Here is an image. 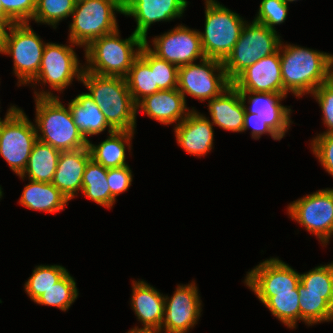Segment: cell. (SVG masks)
<instances>
[{"instance_id": "41", "label": "cell", "mask_w": 333, "mask_h": 333, "mask_svg": "<svg viewBox=\"0 0 333 333\" xmlns=\"http://www.w3.org/2000/svg\"><path fill=\"white\" fill-rule=\"evenodd\" d=\"M107 181L111 195L116 199L117 196L126 192L132 184L133 175L129 165L119 168H109Z\"/></svg>"}, {"instance_id": "7", "label": "cell", "mask_w": 333, "mask_h": 333, "mask_svg": "<svg viewBox=\"0 0 333 333\" xmlns=\"http://www.w3.org/2000/svg\"><path fill=\"white\" fill-rule=\"evenodd\" d=\"M37 140L35 124L23 109L11 105L4 119L0 117V155L17 176L25 170Z\"/></svg>"}, {"instance_id": "14", "label": "cell", "mask_w": 333, "mask_h": 333, "mask_svg": "<svg viewBox=\"0 0 333 333\" xmlns=\"http://www.w3.org/2000/svg\"><path fill=\"white\" fill-rule=\"evenodd\" d=\"M246 273L244 284L262 304L273 292H293L300 284V273L277 257L260 262Z\"/></svg>"}, {"instance_id": "5", "label": "cell", "mask_w": 333, "mask_h": 333, "mask_svg": "<svg viewBox=\"0 0 333 333\" xmlns=\"http://www.w3.org/2000/svg\"><path fill=\"white\" fill-rule=\"evenodd\" d=\"M116 13L123 15L122 0H82L76 2L69 25V38L84 49L94 40L118 30Z\"/></svg>"}, {"instance_id": "2", "label": "cell", "mask_w": 333, "mask_h": 333, "mask_svg": "<svg viewBox=\"0 0 333 333\" xmlns=\"http://www.w3.org/2000/svg\"><path fill=\"white\" fill-rule=\"evenodd\" d=\"M37 138L60 151L88 147V141L74 124L69 107L51 90H34Z\"/></svg>"}, {"instance_id": "1", "label": "cell", "mask_w": 333, "mask_h": 333, "mask_svg": "<svg viewBox=\"0 0 333 333\" xmlns=\"http://www.w3.org/2000/svg\"><path fill=\"white\" fill-rule=\"evenodd\" d=\"M283 88L296 97L312 94L330 80L331 53L281 41L279 46Z\"/></svg>"}, {"instance_id": "35", "label": "cell", "mask_w": 333, "mask_h": 333, "mask_svg": "<svg viewBox=\"0 0 333 333\" xmlns=\"http://www.w3.org/2000/svg\"><path fill=\"white\" fill-rule=\"evenodd\" d=\"M75 5V0H36V10L32 20L56 29L60 21L72 15Z\"/></svg>"}, {"instance_id": "10", "label": "cell", "mask_w": 333, "mask_h": 333, "mask_svg": "<svg viewBox=\"0 0 333 333\" xmlns=\"http://www.w3.org/2000/svg\"><path fill=\"white\" fill-rule=\"evenodd\" d=\"M231 85L222 61L204 58L198 64L193 62L178 67L177 89L185 101L186 95L200 102L209 101L221 95Z\"/></svg>"}, {"instance_id": "43", "label": "cell", "mask_w": 333, "mask_h": 333, "mask_svg": "<svg viewBox=\"0 0 333 333\" xmlns=\"http://www.w3.org/2000/svg\"><path fill=\"white\" fill-rule=\"evenodd\" d=\"M11 25L12 24L6 18L0 17V53H2L4 49L6 36L8 33L7 29H9Z\"/></svg>"}, {"instance_id": "26", "label": "cell", "mask_w": 333, "mask_h": 333, "mask_svg": "<svg viewBox=\"0 0 333 333\" xmlns=\"http://www.w3.org/2000/svg\"><path fill=\"white\" fill-rule=\"evenodd\" d=\"M28 180L19 199L24 207L54 214L68 205L69 200L52 183Z\"/></svg>"}, {"instance_id": "15", "label": "cell", "mask_w": 333, "mask_h": 333, "mask_svg": "<svg viewBox=\"0 0 333 333\" xmlns=\"http://www.w3.org/2000/svg\"><path fill=\"white\" fill-rule=\"evenodd\" d=\"M195 281L179 284L173 296L165 295L164 318L157 333H188L200 319L202 301Z\"/></svg>"}, {"instance_id": "34", "label": "cell", "mask_w": 333, "mask_h": 333, "mask_svg": "<svg viewBox=\"0 0 333 333\" xmlns=\"http://www.w3.org/2000/svg\"><path fill=\"white\" fill-rule=\"evenodd\" d=\"M300 321L307 326L333 321V306L324 299V294H299Z\"/></svg>"}, {"instance_id": "27", "label": "cell", "mask_w": 333, "mask_h": 333, "mask_svg": "<svg viewBox=\"0 0 333 333\" xmlns=\"http://www.w3.org/2000/svg\"><path fill=\"white\" fill-rule=\"evenodd\" d=\"M60 152L50 144L37 140L30 153L26 168L19 177L22 180L28 178L33 181L52 183Z\"/></svg>"}, {"instance_id": "48", "label": "cell", "mask_w": 333, "mask_h": 333, "mask_svg": "<svg viewBox=\"0 0 333 333\" xmlns=\"http://www.w3.org/2000/svg\"><path fill=\"white\" fill-rule=\"evenodd\" d=\"M287 4H288V2H294V1H297V0H284Z\"/></svg>"}, {"instance_id": "38", "label": "cell", "mask_w": 333, "mask_h": 333, "mask_svg": "<svg viewBox=\"0 0 333 333\" xmlns=\"http://www.w3.org/2000/svg\"><path fill=\"white\" fill-rule=\"evenodd\" d=\"M322 110V120L327 130L321 134L333 133V81L321 84L311 94Z\"/></svg>"}, {"instance_id": "30", "label": "cell", "mask_w": 333, "mask_h": 333, "mask_svg": "<svg viewBox=\"0 0 333 333\" xmlns=\"http://www.w3.org/2000/svg\"><path fill=\"white\" fill-rule=\"evenodd\" d=\"M299 296L297 288L293 292H273L264 306L287 328L295 329L300 321Z\"/></svg>"}, {"instance_id": "11", "label": "cell", "mask_w": 333, "mask_h": 333, "mask_svg": "<svg viewBox=\"0 0 333 333\" xmlns=\"http://www.w3.org/2000/svg\"><path fill=\"white\" fill-rule=\"evenodd\" d=\"M74 46L80 47L70 40L69 45L46 43L39 72L29 85L34 87L38 83L42 86L48 84L52 90L63 93L71 86L73 79L81 81L84 66L78 60Z\"/></svg>"}, {"instance_id": "6", "label": "cell", "mask_w": 333, "mask_h": 333, "mask_svg": "<svg viewBox=\"0 0 333 333\" xmlns=\"http://www.w3.org/2000/svg\"><path fill=\"white\" fill-rule=\"evenodd\" d=\"M205 26L200 32L206 58L224 61L239 40L247 22L236 12L216 0H205Z\"/></svg>"}, {"instance_id": "9", "label": "cell", "mask_w": 333, "mask_h": 333, "mask_svg": "<svg viewBox=\"0 0 333 333\" xmlns=\"http://www.w3.org/2000/svg\"><path fill=\"white\" fill-rule=\"evenodd\" d=\"M1 54L12 56L17 85L29 84L38 74L46 43L29 23H13Z\"/></svg>"}, {"instance_id": "31", "label": "cell", "mask_w": 333, "mask_h": 333, "mask_svg": "<svg viewBox=\"0 0 333 333\" xmlns=\"http://www.w3.org/2000/svg\"><path fill=\"white\" fill-rule=\"evenodd\" d=\"M125 79L135 104L160 90L155 85L154 71L140 56L134 61Z\"/></svg>"}, {"instance_id": "13", "label": "cell", "mask_w": 333, "mask_h": 333, "mask_svg": "<svg viewBox=\"0 0 333 333\" xmlns=\"http://www.w3.org/2000/svg\"><path fill=\"white\" fill-rule=\"evenodd\" d=\"M153 42V43H152ZM153 48L145 39V45L157 57L181 67L206 58L202 49L200 34L197 29L178 25L151 41Z\"/></svg>"}, {"instance_id": "12", "label": "cell", "mask_w": 333, "mask_h": 333, "mask_svg": "<svg viewBox=\"0 0 333 333\" xmlns=\"http://www.w3.org/2000/svg\"><path fill=\"white\" fill-rule=\"evenodd\" d=\"M287 213L324 247L333 236V188L317 190L293 201Z\"/></svg>"}, {"instance_id": "19", "label": "cell", "mask_w": 333, "mask_h": 333, "mask_svg": "<svg viewBox=\"0 0 333 333\" xmlns=\"http://www.w3.org/2000/svg\"><path fill=\"white\" fill-rule=\"evenodd\" d=\"M165 295L146 281H132L131 307L142 328L135 326L131 332H153L161 329L164 318Z\"/></svg>"}, {"instance_id": "21", "label": "cell", "mask_w": 333, "mask_h": 333, "mask_svg": "<svg viewBox=\"0 0 333 333\" xmlns=\"http://www.w3.org/2000/svg\"><path fill=\"white\" fill-rule=\"evenodd\" d=\"M208 118L194 109L174 127L178 145L192 156L200 158L214 148V129Z\"/></svg>"}, {"instance_id": "37", "label": "cell", "mask_w": 333, "mask_h": 333, "mask_svg": "<svg viewBox=\"0 0 333 333\" xmlns=\"http://www.w3.org/2000/svg\"><path fill=\"white\" fill-rule=\"evenodd\" d=\"M288 8L284 0H262L254 21L277 32L275 26L285 22Z\"/></svg>"}, {"instance_id": "44", "label": "cell", "mask_w": 333, "mask_h": 333, "mask_svg": "<svg viewBox=\"0 0 333 333\" xmlns=\"http://www.w3.org/2000/svg\"><path fill=\"white\" fill-rule=\"evenodd\" d=\"M0 17L2 18H6L11 24H13L14 22L6 15V13L3 10V6L2 3L0 1Z\"/></svg>"}, {"instance_id": "47", "label": "cell", "mask_w": 333, "mask_h": 333, "mask_svg": "<svg viewBox=\"0 0 333 333\" xmlns=\"http://www.w3.org/2000/svg\"><path fill=\"white\" fill-rule=\"evenodd\" d=\"M127 333H153V332H131V331H128Z\"/></svg>"}, {"instance_id": "36", "label": "cell", "mask_w": 333, "mask_h": 333, "mask_svg": "<svg viewBox=\"0 0 333 333\" xmlns=\"http://www.w3.org/2000/svg\"><path fill=\"white\" fill-rule=\"evenodd\" d=\"M154 71L155 85L160 90L175 89L178 87V67L154 55L144 45L139 55Z\"/></svg>"}, {"instance_id": "16", "label": "cell", "mask_w": 333, "mask_h": 333, "mask_svg": "<svg viewBox=\"0 0 333 333\" xmlns=\"http://www.w3.org/2000/svg\"><path fill=\"white\" fill-rule=\"evenodd\" d=\"M124 16L133 17L135 34L147 39L149 28L155 22H169L183 16L187 0H124Z\"/></svg>"}, {"instance_id": "8", "label": "cell", "mask_w": 333, "mask_h": 333, "mask_svg": "<svg viewBox=\"0 0 333 333\" xmlns=\"http://www.w3.org/2000/svg\"><path fill=\"white\" fill-rule=\"evenodd\" d=\"M274 30L256 21L245 23L239 40L222 62L228 79L232 82L243 70L259 59L276 53L282 39Z\"/></svg>"}, {"instance_id": "18", "label": "cell", "mask_w": 333, "mask_h": 333, "mask_svg": "<svg viewBox=\"0 0 333 333\" xmlns=\"http://www.w3.org/2000/svg\"><path fill=\"white\" fill-rule=\"evenodd\" d=\"M232 85L239 91L287 95L281 77L279 50L247 67L232 81Z\"/></svg>"}, {"instance_id": "28", "label": "cell", "mask_w": 333, "mask_h": 333, "mask_svg": "<svg viewBox=\"0 0 333 333\" xmlns=\"http://www.w3.org/2000/svg\"><path fill=\"white\" fill-rule=\"evenodd\" d=\"M107 173V168L91 158L83 174L81 193L96 204L111 209L116 199L110 193Z\"/></svg>"}, {"instance_id": "46", "label": "cell", "mask_w": 333, "mask_h": 333, "mask_svg": "<svg viewBox=\"0 0 333 333\" xmlns=\"http://www.w3.org/2000/svg\"><path fill=\"white\" fill-rule=\"evenodd\" d=\"M3 197V191H2V188H1V185H0V199Z\"/></svg>"}, {"instance_id": "33", "label": "cell", "mask_w": 333, "mask_h": 333, "mask_svg": "<svg viewBox=\"0 0 333 333\" xmlns=\"http://www.w3.org/2000/svg\"><path fill=\"white\" fill-rule=\"evenodd\" d=\"M68 270L62 265H38L35 266L32 275L24 284V289L34 302L50 287L55 285Z\"/></svg>"}, {"instance_id": "3", "label": "cell", "mask_w": 333, "mask_h": 333, "mask_svg": "<svg viewBox=\"0 0 333 333\" xmlns=\"http://www.w3.org/2000/svg\"><path fill=\"white\" fill-rule=\"evenodd\" d=\"M80 82L115 131H135L136 104L124 77L102 76L84 70Z\"/></svg>"}, {"instance_id": "32", "label": "cell", "mask_w": 333, "mask_h": 333, "mask_svg": "<svg viewBox=\"0 0 333 333\" xmlns=\"http://www.w3.org/2000/svg\"><path fill=\"white\" fill-rule=\"evenodd\" d=\"M75 279L67 272L55 285L43 293L34 303L53 306L66 312L78 298Z\"/></svg>"}, {"instance_id": "25", "label": "cell", "mask_w": 333, "mask_h": 333, "mask_svg": "<svg viewBox=\"0 0 333 333\" xmlns=\"http://www.w3.org/2000/svg\"><path fill=\"white\" fill-rule=\"evenodd\" d=\"M135 131H113L99 144L88 141L91 158L101 164L104 168H119L128 165L126 160V149L131 152L132 138ZM128 147V148H126Z\"/></svg>"}, {"instance_id": "17", "label": "cell", "mask_w": 333, "mask_h": 333, "mask_svg": "<svg viewBox=\"0 0 333 333\" xmlns=\"http://www.w3.org/2000/svg\"><path fill=\"white\" fill-rule=\"evenodd\" d=\"M239 92L245 113L257 114V117L282 139L293 123L290 117L292 113L290 106L281 104L287 95L252 91Z\"/></svg>"}, {"instance_id": "24", "label": "cell", "mask_w": 333, "mask_h": 333, "mask_svg": "<svg viewBox=\"0 0 333 333\" xmlns=\"http://www.w3.org/2000/svg\"><path fill=\"white\" fill-rule=\"evenodd\" d=\"M73 116L74 124L82 135L89 141L88 136L97 135L107 128L108 134L115 131L107 122L100 107L93 101L87 92L78 94L68 102Z\"/></svg>"}, {"instance_id": "39", "label": "cell", "mask_w": 333, "mask_h": 333, "mask_svg": "<svg viewBox=\"0 0 333 333\" xmlns=\"http://www.w3.org/2000/svg\"><path fill=\"white\" fill-rule=\"evenodd\" d=\"M310 145L321 166L333 177V133L317 134Z\"/></svg>"}, {"instance_id": "42", "label": "cell", "mask_w": 333, "mask_h": 333, "mask_svg": "<svg viewBox=\"0 0 333 333\" xmlns=\"http://www.w3.org/2000/svg\"><path fill=\"white\" fill-rule=\"evenodd\" d=\"M249 128H252V139L259 140L261 135L268 134L271 138H273V140H281V138L271 128H269L259 117H257V114L245 113L243 132L249 130Z\"/></svg>"}, {"instance_id": "40", "label": "cell", "mask_w": 333, "mask_h": 333, "mask_svg": "<svg viewBox=\"0 0 333 333\" xmlns=\"http://www.w3.org/2000/svg\"><path fill=\"white\" fill-rule=\"evenodd\" d=\"M6 15L14 23H29L36 10V0H0Z\"/></svg>"}, {"instance_id": "23", "label": "cell", "mask_w": 333, "mask_h": 333, "mask_svg": "<svg viewBox=\"0 0 333 333\" xmlns=\"http://www.w3.org/2000/svg\"><path fill=\"white\" fill-rule=\"evenodd\" d=\"M211 123L231 132H243L245 107L240 92L233 85L208 101Z\"/></svg>"}, {"instance_id": "45", "label": "cell", "mask_w": 333, "mask_h": 333, "mask_svg": "<svg viewBox=\"0 0 333 333\" xmlns=\"http://www.w3.org/2000/svg\"><path fill=\"white\" fill-rule=\"evenodd\" d=\"M330 79L333 81V54H331Z\"/></svg>"}, {"instance_id": "4", "label": "cell", "mask_w": 333, "mask_h": 333, "mask_svg": "<svg viewBox=\"0 0 333 333\" xmlns=\"http://www.w3.org/2000/svg\"><path fill=\"white\" fill-rule=\"evenodd\" d=\"M119 31L99 37L83 49L84 70L102 76H127L145 45V39L134 32L121 39Z\"/></svg>"}, {"instance_id": "22", "label": "cell", "mask_w": 333, "mask_h": 333, "mask_svg": "<svg viewBox=\"0 0 333 333\" xmlns=\"http://www.w3.org/2000/svg\"><path fill=\"white\" fill-rule=\"evenodd\" d=\"M91 159L88 147L61 151L52 184L70 201L82 190V178Z\"/></svg>"}, {"instance_id": "20", "label": "cell", "mask_w": 333, "mask_h": 333, "mask_svg": "<svg viewBox=\"0 0 333 333\" xmlns=\"http://www.w3.org/2000/svg\"><path fill=\"white\" fill-rule=\"evenodd\" d=\"M194 108L187 107L184 96L175 88L159 90L144 97L136 104V114L143 111L160 124L168 126L176 123L174 126H177Z\"/></svg>"}, {"instance_id": "29", "label": "cell", "mask_w": 333, "mask_h": 333, "mask_svg": "<svg viewBox=\"0 0 333 333\" xmlns=\"http://www.w3.org/2000/svg\"><path fill=\"white\" fill-rule=\"evenodd\" d=\"M297 291L298 294H324V299L333 306V261L326 265L320 264V266L300 274Z\"/></svg>"}]
</instances>
